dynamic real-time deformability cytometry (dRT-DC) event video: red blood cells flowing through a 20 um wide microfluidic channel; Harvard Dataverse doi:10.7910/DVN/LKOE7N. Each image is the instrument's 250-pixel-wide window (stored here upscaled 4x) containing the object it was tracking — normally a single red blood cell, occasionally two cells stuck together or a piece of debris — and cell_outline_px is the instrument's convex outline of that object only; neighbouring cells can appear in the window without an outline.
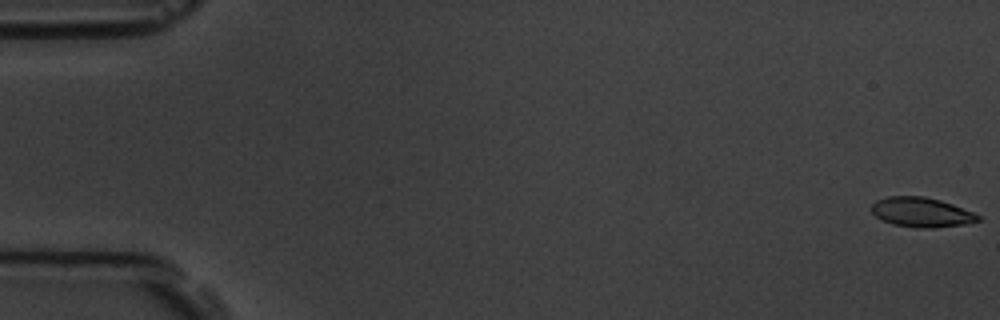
{"species": "common noctule bat (a hibernating species)", "species_latin": "Nyctalus noctula", "temperature_condition": "room temperature", "stored_images_in_passage": 6, "camera_frame_rate_fps": 3000, "um_per_image_px": 0.085, "animal": {"sex": "male", "body_mass_g": 19.5, "forearm_length_mm": 54.6}, "frame": {"image": 1, "passage_image": 1, "time_ms": 0.0, "image_size_px": [1000, 320], "cell_outline_px": [[980, 220], [964, 224], [932, 228], [916, 228], [892, 224], [876, 216], [872, 212], [872, 204], [876, 200], [888, 196], [924, 196], [940, 200], [952, 204], [972, 212], [980, 216]], "centroid_in_image_um": [78.3, 18.04], "position_along_channel_um": 6.7, "area_um2": 18.26}}
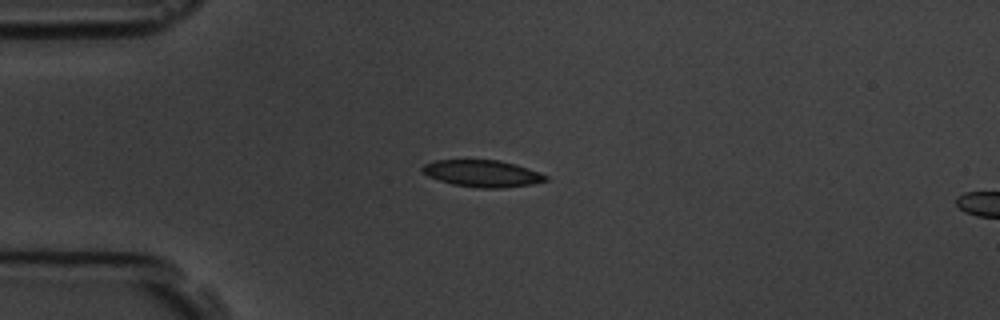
{"frame": {"image": 2, "passage_image": 5, "time_ms": 4.667, "image_size_px": [1000, 320], "cell_outline_px": [[548, 180], [532, 184], [504, 188], [480, 188], [452, 184], [428, 176], [420, 168], [424, 164], [436, 160], [500, 160], [516, 164], [540, 172], [548, 176]], "centroid_in_image_um": [41.03, 14.74], "position_along_channel_um": 44.0, "area_um2": 19.31}}